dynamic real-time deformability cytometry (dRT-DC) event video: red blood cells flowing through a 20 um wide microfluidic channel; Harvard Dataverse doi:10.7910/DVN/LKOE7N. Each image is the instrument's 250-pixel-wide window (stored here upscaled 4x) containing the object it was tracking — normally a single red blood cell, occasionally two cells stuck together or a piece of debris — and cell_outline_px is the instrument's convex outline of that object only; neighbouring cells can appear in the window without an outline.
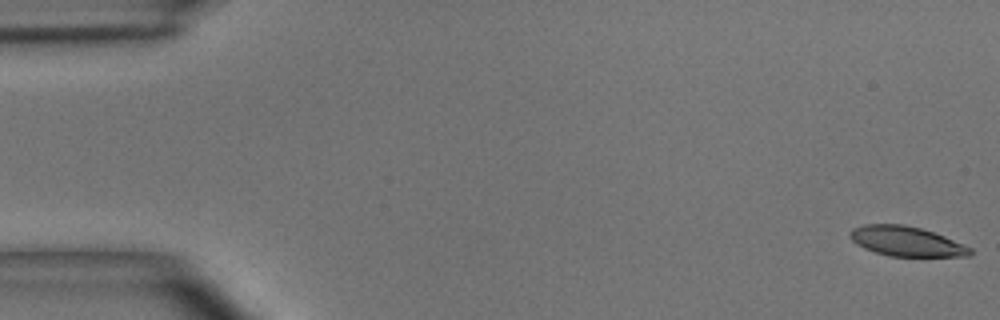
{"species": "common noctule bat (a hibernating species)", "species_latin": "Nyctalus noctula", "temperature_condition": "room temperature", "stored_images_in_passage": 15, "camera_frame_rate_fps": 3000, "um_per_image_px": 0.085, "animal": {"sex": "male", "body_mass_g": 15.6}, "frame": {"image": 1, "passage_image": 1, "time_ms": 0.0, "image_size_px": [1000, 320], "cell_outline_px": [[972, 252], [968, 256], [888, 256], [864, 248], [856, 244], [848, 236], [848, 232], [852, 228], [864, 224], [904, 224], [920, 228], [944, 236], [972, 248]], "centroid_in_image_um": [76.99, 20.5], "position_along_channel_um": 8.0, "area_um2": 20.81}}